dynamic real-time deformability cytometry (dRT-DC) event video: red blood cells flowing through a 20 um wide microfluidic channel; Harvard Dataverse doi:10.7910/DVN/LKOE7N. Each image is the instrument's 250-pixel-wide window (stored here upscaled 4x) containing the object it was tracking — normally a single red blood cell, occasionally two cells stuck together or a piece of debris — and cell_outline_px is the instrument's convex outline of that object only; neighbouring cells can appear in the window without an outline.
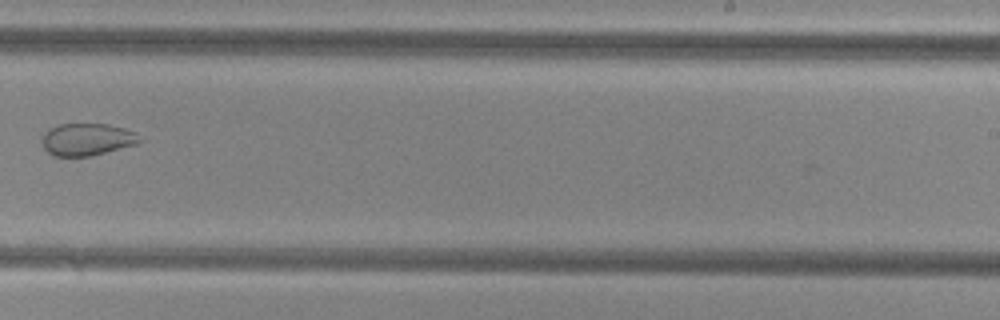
{"species": "common noctule bat (a hibernating species)", "species_latin": "Nyctalus noctula", "temperature_condition": "cold", "stored_images_in_passage": 10, "camera_frame_rate_fps": 3000, "um_per_image_px": 0.085, "animal": {"sex": "female", "body_mass_g": 29.2, "forearm_length_mm": 56.3}, "frame": {"image": 1, "passage_image": 9, "time_ms": 2.667, "image_size_px": [1000, 320], "cell_outline_px": [[144, 140], [136, 144], [88, 156], [52, 156], [44, 148], [44, 136], [48, 128], [60, 124], [108, 124], [124, 128], [136, 132]], "centroid_in_image_um": [7.43, 11.84], "position_along_channel_um": 281.6, "area_um2": 18.15}}
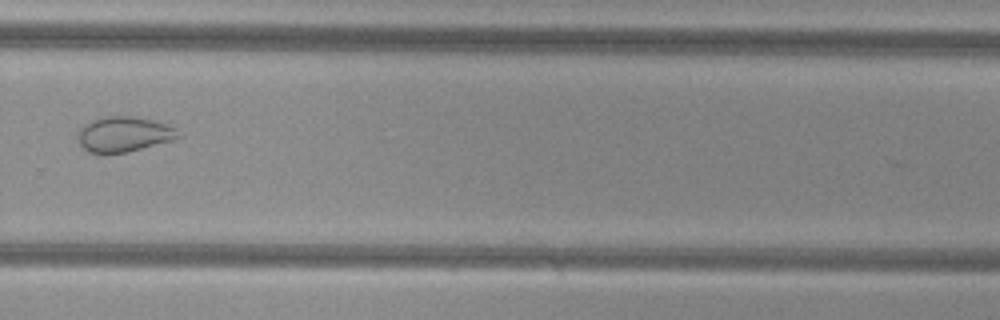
{"frame": {"image": 2, "passage_image": 10, "time_ms": 3.0, "image_size_px": [1000, 320], "cell_outline_px": [[180, 136], [176, 140], [128, 152], [88, 152], [80, 144], [80, 128], [84, 124], [92, 120], [108, 116], [132, 116], [152, 120], [168, 124], [176, 128]], "centroid_in_image_um": [10.6, 11.4], "position_along_channel_um": 319.2, "area_um2": 20.4}}